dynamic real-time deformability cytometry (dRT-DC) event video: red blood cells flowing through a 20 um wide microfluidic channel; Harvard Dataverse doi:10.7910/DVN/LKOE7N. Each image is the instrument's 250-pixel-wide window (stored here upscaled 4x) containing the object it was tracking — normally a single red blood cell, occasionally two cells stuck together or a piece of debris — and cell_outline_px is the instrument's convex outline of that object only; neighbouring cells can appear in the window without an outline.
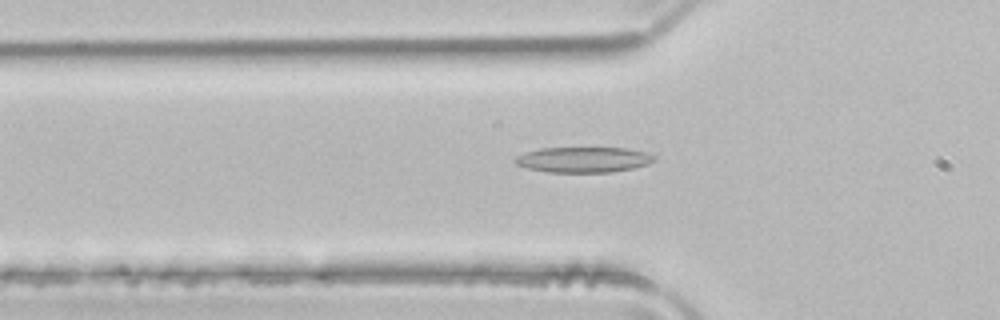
{"species": "common noctule bat (a hibernating species)", "species_latin": "Nyctalus noctula", "temperature_condition": "room temperature", "stored_images_in_passage": 49, "camera_frame_rate_fps": 3000, "um_per_image_px": 0.085, "animal": {"sex": "male", "body_mass_g": 21.5, "forearm_length_mm": 52.0}, "frame": {"image": 1, "passage_image": 17, "time_ms": 5.333, "image_size_px": [1000, 320], "cell_outline_px": [[656, 160], [648, 164], [632, 168], [608, 172], [548, 172], [528, 168], [516, 164], [512, 160], [516, 156], [540, 148], [624, 148], [644, 152], [656, 156]], "centroid_in_image_um": [49.58, 13.57], "position_along_channel_um": 76.2, "area_um2": 20.46}}
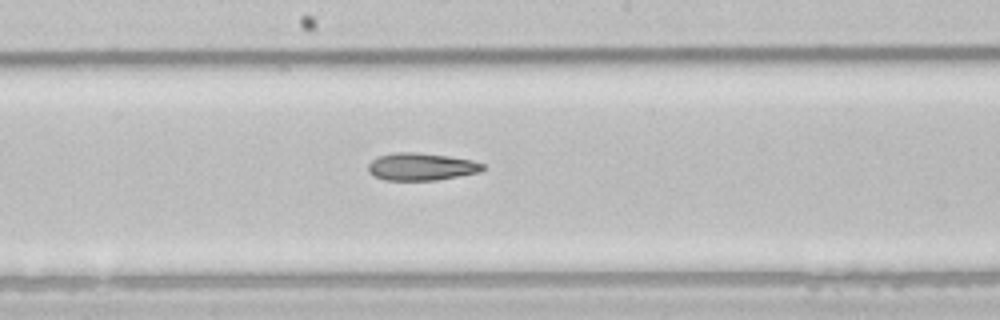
{"frame": {"image": 2, "passage_image": 27, "time_ms": 8.667, "image_size_px": [1000, 320], "cell_outline_px": [[484, 168], [480, 172], [436, 180], [384, 180], [368, 172], [368, 164], [376, 156], [392, 152], [416, 152], [448, 156], [472, 160], [484, 164]], "centroid_in_image_um": [35.78, 14.16], "position_along_channel_um": 212.4, "area_um2": 18.38}}
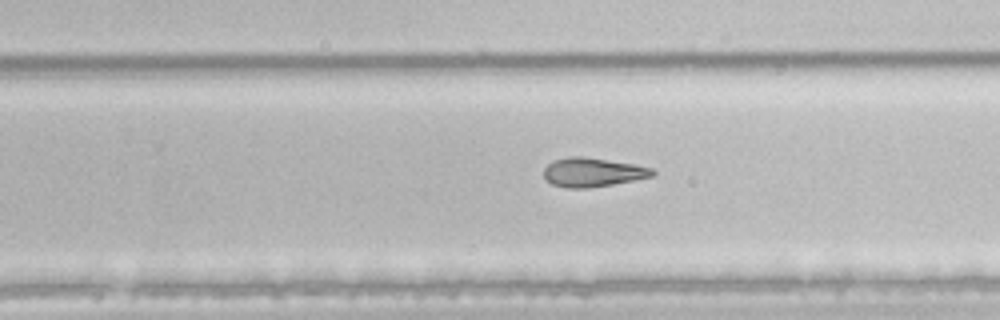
{"frame": {"image": 3, "passage_image": 32, "time_ms": 10.333, "image_size_px": [1000, 320], "cell_outline_px": [[656, 172], [652, 176], [612, 184], [588, 188], [568, 188], [552, 184], [544, 176], [544, 168], [552, 160], [568, 156], [580, 156], [632, 164], [652, 168]], "centroid_in_image_um": [50.33, 14.64], "position_along_channel_um": 279.5, "area_um2": 18.09}}